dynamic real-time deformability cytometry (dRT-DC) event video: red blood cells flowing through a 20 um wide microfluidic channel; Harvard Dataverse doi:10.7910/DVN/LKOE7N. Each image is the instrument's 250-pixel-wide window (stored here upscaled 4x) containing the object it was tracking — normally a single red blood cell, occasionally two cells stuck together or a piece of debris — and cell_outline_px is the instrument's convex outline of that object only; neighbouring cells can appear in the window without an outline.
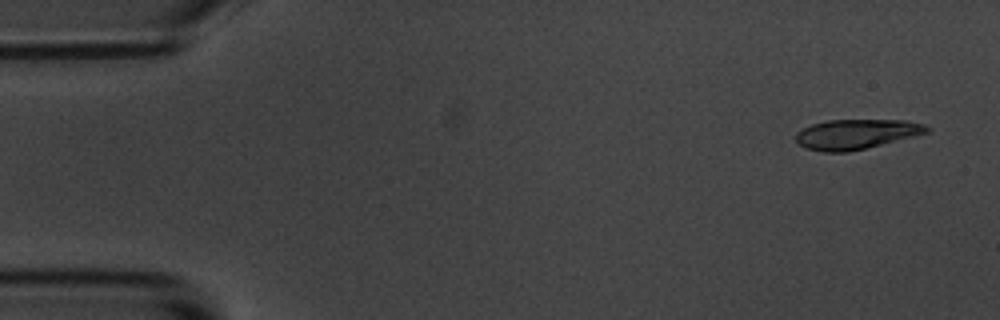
{"species": "common noctule bat (a hibernating species)", "species_latin": "Nyctalus noctula", "temperature_condition": "room temperature", "stored_images_in_passage": 6, "camera_frame_rate_fps": 3000, "um_per_image_px": 0.085, "animal": {"sex": "male", "body_mass_g": 20.1, "forearm_length_mm": 53.5}, "frame": {"image": 1, "passage_image": 1, "time_ms": 0.0, "image_size_px": [1000, 320], "cell_outline_px": [[932, 128], [928, 132], [848, 152], [824, 152], [804, 148], [796, 140], [796, 132], [812, 124], [828, 120], [904, 120], [924, 124]], "centroid_in_image_um": [72.75, 11.39], "position_along_channel_um": 12.3, "area_um2": 22.48}}
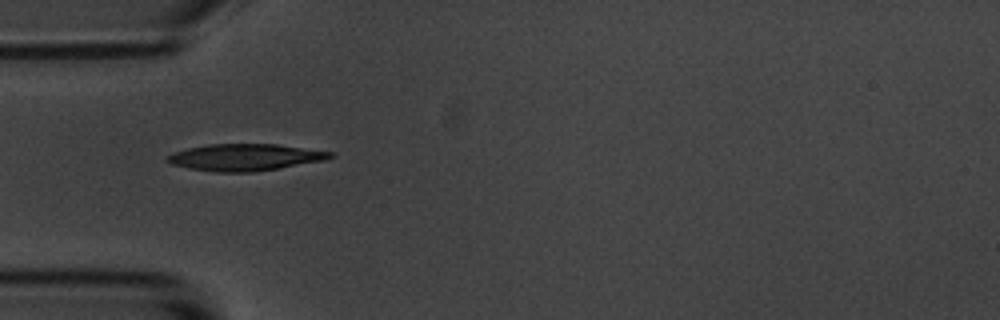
{"frame": {"image": 2, "passage_image": 5, "time_ms": 4.667, "image_size_px": [1000, 320], "cell_outline_px": [[336, 156], [324, 160], [252, 172], [216, 172], [188, 168], [172, 164], [164, 160], [164, 156], [188, 148], [208, 144], [276, 144], [332, 152]], "centroid_in_image_um": [20.77, 13.36], "position_along_channel_um": 64.2, "area_um2": 25.2}}